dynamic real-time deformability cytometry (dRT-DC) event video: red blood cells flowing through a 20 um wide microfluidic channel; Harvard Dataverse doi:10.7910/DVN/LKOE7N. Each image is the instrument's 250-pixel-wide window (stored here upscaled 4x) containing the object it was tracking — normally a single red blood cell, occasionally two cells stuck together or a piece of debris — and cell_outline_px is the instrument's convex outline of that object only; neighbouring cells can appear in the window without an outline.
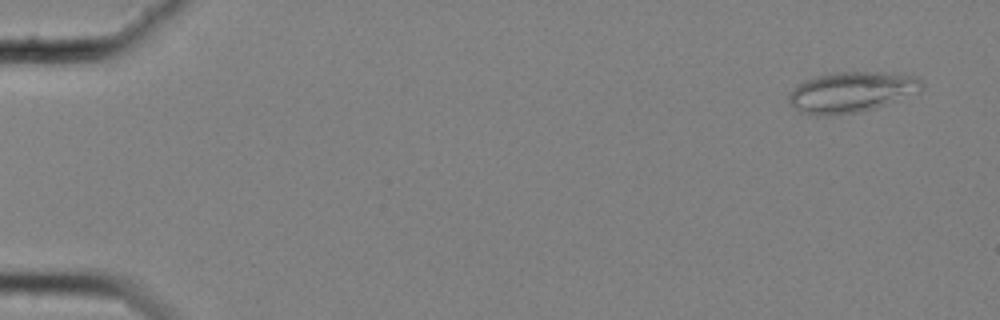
{"species": "common noctule bat (a hibernating species)", "species_latin": "Nyctalus noctula", "temperature_condition": "cold", "stored_images_in_passage": 58, "camera_frame_rate_fps": 3000, "um_per_image_px": 0.085, "animal": {"sex": "female", "body_mass_g": 25.1}, "frame": {"image": 1, "passage_image": 3, "time_ms": 0.667, "image_size_px": [1000, 320], "cell_outline_px": [[924, 88], [896, 100], [876, 108], [860, 112], [832, 116], [816, 116], [804, 112], [796, 108], [788, 100], [788, 96], [796, 84], [804, 80], [816, 76], [832, 72], [880, 72], [916, 76], [924, 84]], "centroid_in_image_um": [72.33, 7.82], "position_along_channel_um": 12.7, "area_um2": 31.39}}
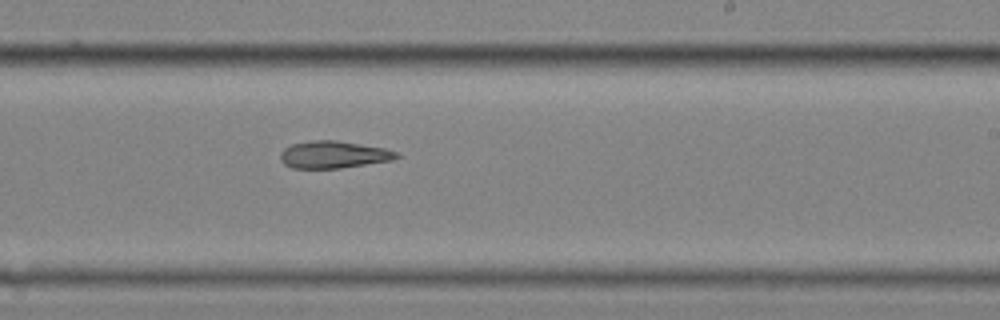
{"frame": {"image": 2, "passage_image": 36, "time_ms": 11.667, "image_size_px": [1000, 320], "cell_outline_px": [[400, 156], [392, 160], [340, 168], [292, 168], [284, 164], [280, 160], [280, 152], [284, 148], [292, 144], [312, 140], [336, 140], [384, 148], [396, 152]], "centroid_in_image_um": [28.31, 13.14], "position_along_channel_um": 260.7, "area_um2": 18.32}}
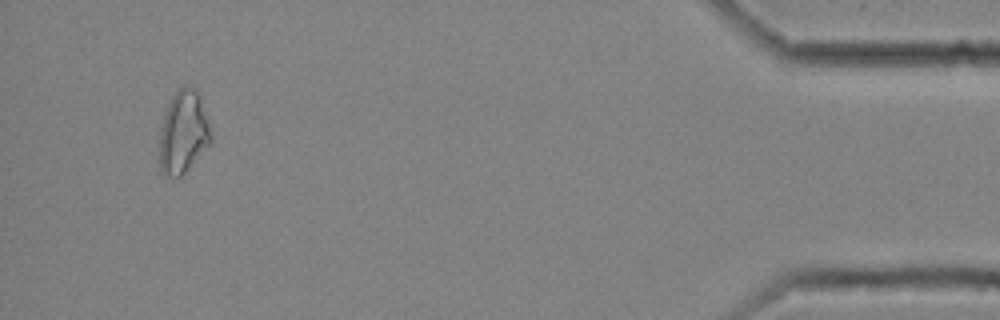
{"frame": {"image": 3, "passage_image": 55, "time_ms": 18.0, "image_size_px": [1000, 320], "cell_outline_px": [[212, 140], [188, 168], [180, 176], [164, 176], [160, 172], [160, 128], [168, 104], [172, 96], [180, 88], [196, 88], [200, 92], [212, 136]], "centroid_in_image_um": [15.58, 11.23], "position_along_channel_um": 419.6, "area_um2": 24.45}}